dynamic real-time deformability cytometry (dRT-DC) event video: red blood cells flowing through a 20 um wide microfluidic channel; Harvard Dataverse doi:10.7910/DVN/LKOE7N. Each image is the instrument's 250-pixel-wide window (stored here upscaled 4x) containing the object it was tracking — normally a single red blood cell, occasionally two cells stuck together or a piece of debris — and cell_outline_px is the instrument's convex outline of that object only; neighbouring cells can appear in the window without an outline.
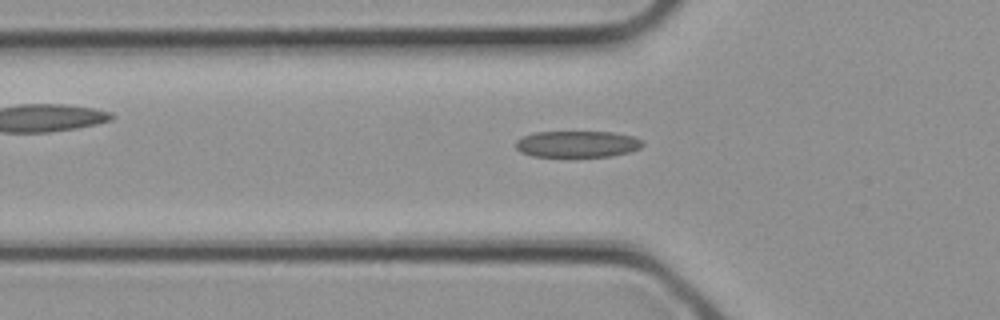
{"species": "common noctule bat (a hibernating species)", "species_latin": "Nyctalus noctula", "temperature_condition": "cold", "stored_images_in_passage": 4, "camera_frame_rate_fps": 3000, "um_per_image_px": 0.085, "animal": {"sex": "female", "body_mass_g": 21.9}, "frame": {"image": 1, "passage_image": 4, "time_ms": 1.0, "image_size_px": [1000, 320], "cell_outline_px": [[644, 144], [640, 148], [628, 152], [612, 156], [532, 156], [520, 152], [516, 148], [516, 140], [524, 136], [536, 132], [612, 132], [632, 136], [644, 140]], "centroid_in_image_um": [49.08, 12.24], "position_along_channel_um": 76.7, "area_um2": 19.48}}